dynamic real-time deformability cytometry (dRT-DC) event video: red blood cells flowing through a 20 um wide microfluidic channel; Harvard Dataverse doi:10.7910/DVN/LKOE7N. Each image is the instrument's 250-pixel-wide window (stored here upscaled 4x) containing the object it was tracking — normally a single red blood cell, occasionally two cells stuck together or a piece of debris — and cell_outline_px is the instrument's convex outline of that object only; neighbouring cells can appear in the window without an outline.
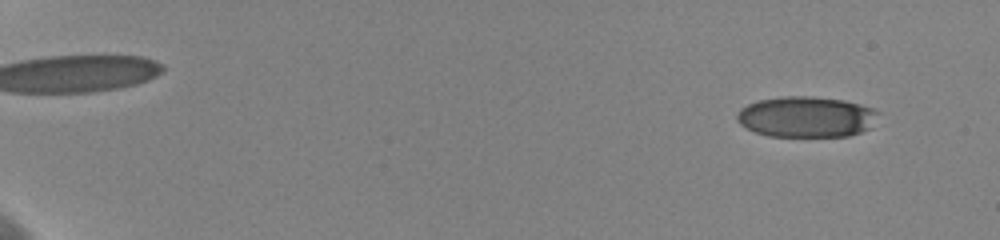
{"species": "human", "species_latin": "Homo sapiens", "temperature_condition": "cold", "stored_images_in_passage": 59, "camera_frame_rate_fps": 3000, "um_per_image_px": 0.085, "donor": {"sex": "female"}, "frame": {"image": 1, "passage_image": 5, "time_ms": 1.333, "image_size_px": [1000, 240], "cell_outline_px": [[880, 112], [868, 128], [860, 132], [848, 136], [768, 136], [756, 132], [740, 124], [736, 120], [736, 116], [740, 108], [748, 104], [760, 100], [784, 96], [812, 96], [844, 100], [860, 104], [872, 108]], "centroid_in_image_um": [68.52, 9.92], "position_along_channel_um": 16.5, "area_um2": 33.47}}
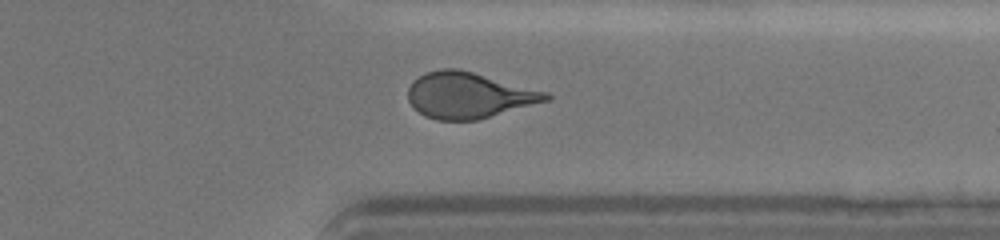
{"frame": {"image": 2, "passage_image": 49, "time_ms": 16.0, "image_size_px": [1000, 240], "cell_outline_px": [[552, 100], [476, 120], [436, 120], [424, 116], [408, 100], [408, 88], [412, 80], [424, 72], [440, 68], [456, 68], [472, 72], [548, 92], [552, 96]], "centroid_in_image_um": [39.84, 8.09], "position_along_channel_um": 371.6, "area_um2": 36.99}}
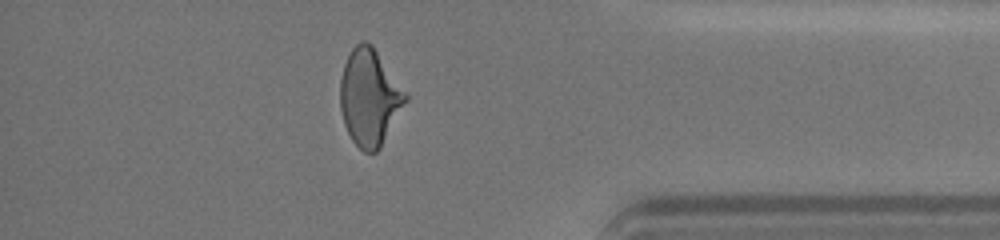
{"frame": {"image": 3, "passage_image": 53, "time_ms": 17.333, "image_size_px": [1000, 240], "cell_outline_px": [[408, 100], [380, 148], [376, 152], [364, 152], [352, 140], [344, 124], [340, 108], [340, 80], [344, 64], [352, 48], [360, 40], [368, 40], [372, 44], [408, 92]], "centroid_in_image_um": [31.43, 8.24], "position_along_channel_um": 403.8, "area_um2": 37.17}, "authors_computed_cell_mechanics": {"area_um2": 36.7608, "velocity_mm_per_s": 3.608, "shape_relaxation_time_tau1_ms": 5.6266, "shape_relaxation_time_tau2_ms": 1.005, "deformation_change_tau1": 0.1635, "deformation_change_tau2": 0.0796}}